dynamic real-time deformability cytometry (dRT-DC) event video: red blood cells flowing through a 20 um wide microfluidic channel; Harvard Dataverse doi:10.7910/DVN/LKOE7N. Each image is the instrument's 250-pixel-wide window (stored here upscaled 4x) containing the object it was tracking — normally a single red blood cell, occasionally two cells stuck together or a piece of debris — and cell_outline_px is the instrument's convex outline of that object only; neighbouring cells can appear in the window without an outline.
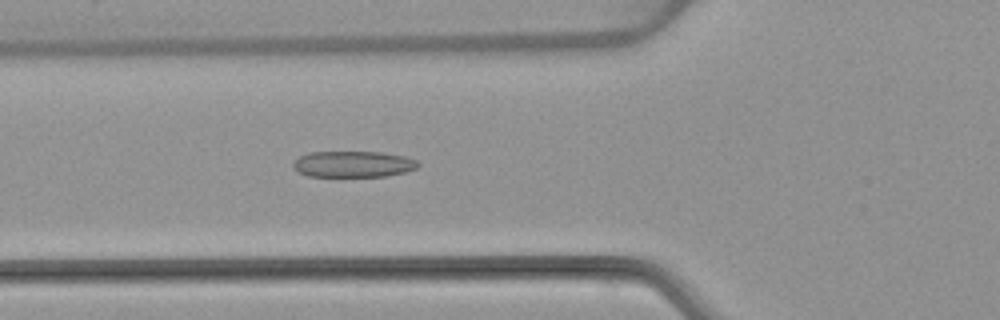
{"species": "common noctule bat (a hibernating species)", "species_latin": "Nyctalus noctula", "temperature_condition": "warm", "stored_images_in_passage": 54, "camera_frame_rate_fps": 3000, "um_per_image_px": 0.085, "animal": {"sex": "female", "body_mass_g": 22.7, "forearm_length_mm": 54.2}, "frame": {"image": 1, "passage_image": 20, "time_ms": 6.333, "image_size_px": [1000, 320], "cell_outline_px": [[420, 164], [416, 168], [404, 172], [384, 176], [308, 176], [292, 168], [292, 164], [300, 156], [308, 152], [384, 152], [404, 156], [416, 160]], "centroid_in_image_um": [30.01, 13.94], "position_along_channel_um": 95.8, "area_um2": 18.96}}
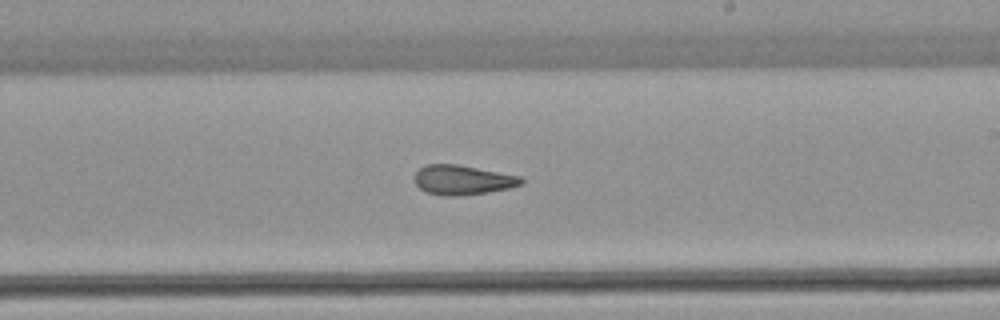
{"frame": {"image": 2, "passage_image": 32, "time_ms": 10.333, "image_size_px": [1000, 320], "cell_outline_px": [[524, 184], [508, 188], [488, 192], [456, 196], [444, 196], [428, 192], [420, 188], [416, 184], [412, 176], [420, 168], [428, 164], [456, 164], [520, 176], [524, 180]], "centroid_in_image_um": [39.31, 15.29], "position_along_channel_um": 249.7, "area_um2": 18.32}}
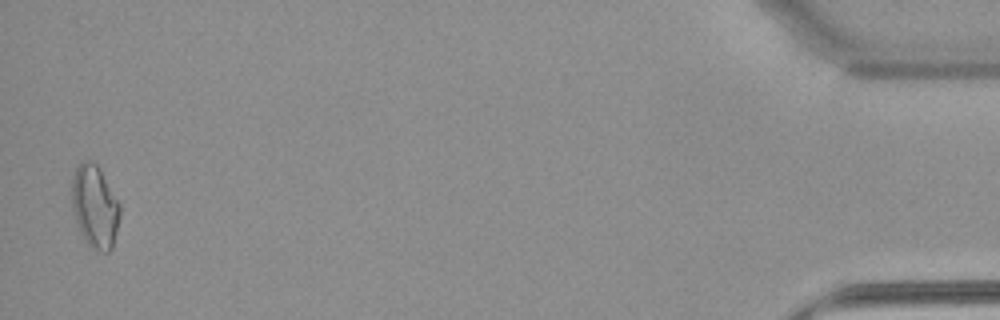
{"frame": {"image": 3, "passage_image": 53, "time_ms": 17.333, "image_size_px": [1000, 320], "cell_outline_px": [[120, 216], [112, 248], [108, 252], [100, 252], [88, 244], [84, 240], [80, 232], [72, 208], [72, 176], [76, 168], [84, 160], [88, 160], [96, 164], [100, 168], [120, 204]], "centroid_in_image_um": [8.06, 17.56], "position_along_channel_um": 427.1, "area_um2": 23.12}, "authors_computed_cell_mechanics": {"area_um2": 19.5942, "velocity_mm_per_s": 3.8427, "shape_relaxation_time_tau1_ms": null, "shape_relaxation_time_tau2_ms": 2.3006, "deformation_change_tau1": null, "deformation_change_tau2": 0.102}}